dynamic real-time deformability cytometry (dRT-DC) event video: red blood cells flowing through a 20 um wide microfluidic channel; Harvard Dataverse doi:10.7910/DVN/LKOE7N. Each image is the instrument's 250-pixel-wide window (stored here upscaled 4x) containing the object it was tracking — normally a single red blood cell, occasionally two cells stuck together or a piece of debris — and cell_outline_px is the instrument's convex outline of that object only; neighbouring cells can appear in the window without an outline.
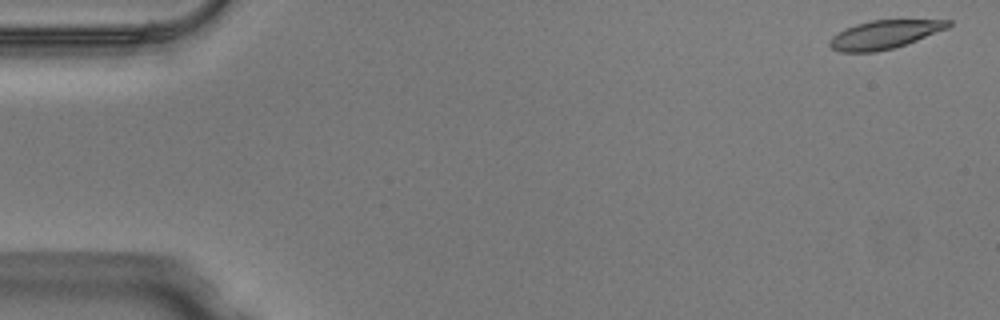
{"species": "Egyptian fruit bat (a non-hibernating species)", "species_latin": "Rousettus aegyptiacus", "temperature_condition": "warm", "stored_images_in_passage": 49, "camera_frame_rate_fps": 3000, "um_per_image_px": 0.085, "animal": {"sex": "male"}, "frame": {"image": 1, "passage_image": 1, "time_ms": 0.0, "image_size_px": [1000, 320], "cell_outline_px": [[952, 24], [948, 28], [916, 40], [892, 48], [876, 52], [840, 52], [832, 48], [828, 44], [828, 40], [832, 36], [844, 28], [856, 24], [872, 20], [952, 20]], "centroid_in_image_um": [75.14, 2.93], "position_along_channel_um": 9.9, "area_um2": 19.54}}
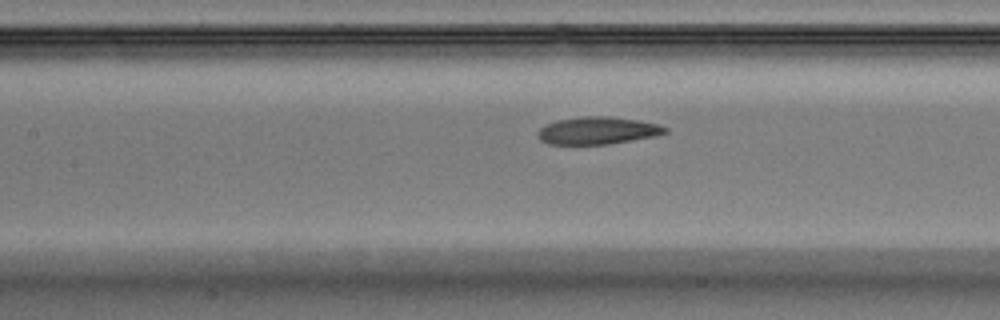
{"frame": {"image": 2, "passage_image": 22, "time_ms": 7.0, "image_size_px": [1000, 320], "cell_outline_px": [[668, 132], [656, 136], [608, 144], [548, 144], [540, 140], [536, 136], [536, 132], [540, 128], [556, 120], [584, 116], [608, 116], [636, 120], [656, 124], [668, 128]], "centroid_in_image_um": [50.77, 11.1], "position_along_channel_um": 156.6, "area_um2": 20.29}}
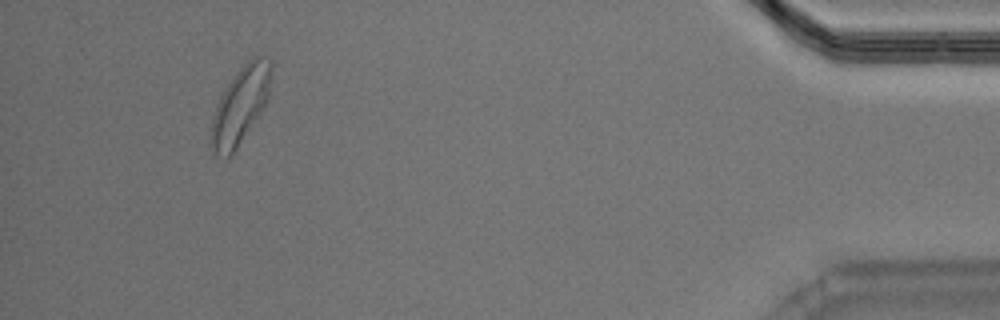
{"frame": {"image": 3, "passage_image": 46, "time_ms": 15.0, "image_size_px": [1000, 320], "cell_outline_px": [[272, 68], [268, 96], [264, 108], [236, 148], [228, 156], [212, 152], [208, 144], [208, 140], [212, 120], [216, 104], [220, 96], [236, 72], [252, 56], [260, 56], [272, 64]], "centroid_in_image_um": [20.4, 8.96], "position_along_channel_um": 414.8, "area_um2": 26.65}, "authors_computed_cell_mechanics": {"area_um2": 20.808, "velocity_mm_per_s": 4.0484, "shape_relaxation_time_tau1_ms": 3.595, "shape_relaxation_time_tau2_ms": 2.7327, "deformation_change_tau1": 0.1484, "deformation_change_tau2": 0.103}}